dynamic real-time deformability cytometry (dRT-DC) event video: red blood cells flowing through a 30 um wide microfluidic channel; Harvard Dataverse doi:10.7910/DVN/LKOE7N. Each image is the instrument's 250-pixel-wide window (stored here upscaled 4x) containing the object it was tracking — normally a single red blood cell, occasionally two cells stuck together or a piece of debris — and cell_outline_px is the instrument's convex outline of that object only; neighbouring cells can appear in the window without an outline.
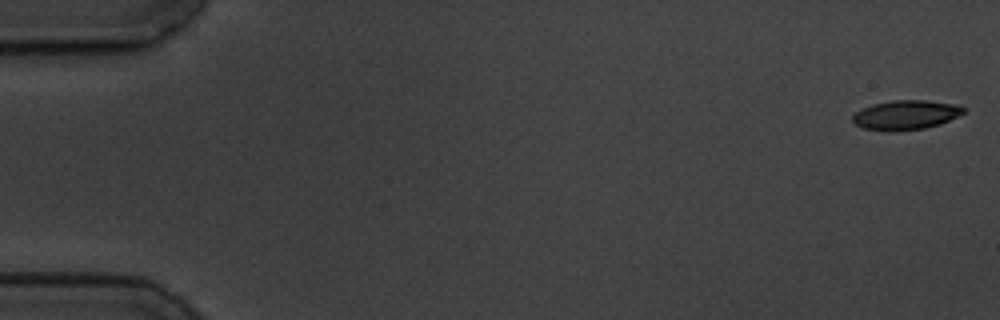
{"species": "common noctule bat (a hibernating species)", "species_latin": "Nyctalus noctula", "temperature_condition": "cold", "stored_images_in_passage": 5, "camera_frame_rate_fps": 3000, "um_per_image_px": 0.085, "animal": {"sex": "male", "body_mass_g": 19.5, "forearm_length_mm": 54.6}, "frame": {"image": 1, "passage_image": 1, "time_ms": 0.0, "image_size_px": [1000, 320], "cell_outline_px": [[964, 112], [940, 124], [924, 128], [892, 132], [888, 132], [864, 128], [856, 124], [852, 120], [852, 116], [856, 112], [872, 104], [892, 100], [924, 100], [956, 104], [964, 108]], "centroid_in_image_um": [76.96, 9.77], "position_along_channel_um": 8.0, "area_um2": 18.9}}
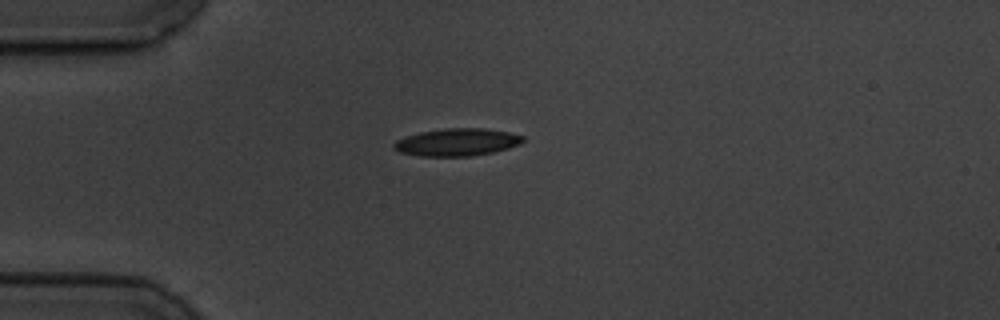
{"frame": {"image": 2, "passage_image": 5, "time_ms": 4.667, "image_size_px": [1000, 320], "cell_outline_px": [[524, 140], [520, 144], [508, 148], [492, 152], [468, 156], [420, 156], [400, 152], [392, 148], [392, 144], [396, 140], [404, 136], [420, 132], [444, 128], [484, 128], [508, 132], [524, 136]], "centroid_in_image_um": [38.81, 12.08], "position_along_channel_um": 46.2, "area_um2": 20.69}}